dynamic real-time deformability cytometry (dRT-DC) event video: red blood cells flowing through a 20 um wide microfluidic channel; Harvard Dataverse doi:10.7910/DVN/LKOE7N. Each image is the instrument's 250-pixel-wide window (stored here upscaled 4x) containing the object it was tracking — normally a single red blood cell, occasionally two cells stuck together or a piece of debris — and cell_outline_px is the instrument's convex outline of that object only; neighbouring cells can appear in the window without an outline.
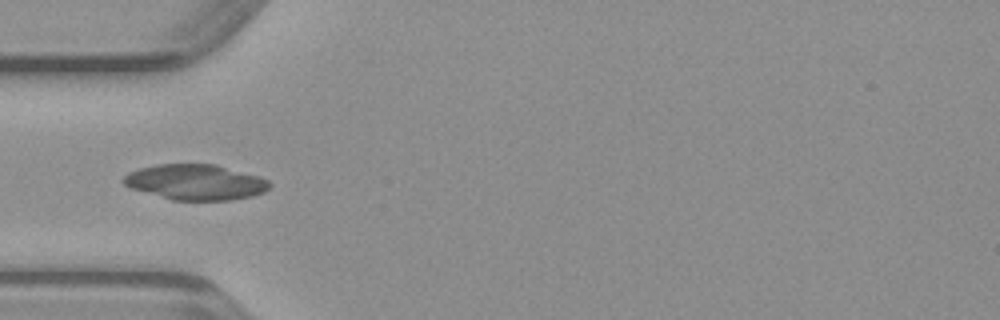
{"species": "common noctule bat (a hibernating species)", "species_latin": "Nyctalus noctula", "temperature_condition": "warm", "stored_images_in_passage": 35, "camera_frame_rate_fps": 3000, "um_per_image_px": 0.085, "animal": {"sex": "male", "body_mass_g": 23.1, "forearm_length_mm": 52.7}, "frame": {"image": 1, "passage_image": 2, "time_ms": 0.333, "image_size_px": [1000, 320], "cell_outline_px": [[272, 184], [264, 192], [252, 196], [232, 200], [172, 200], [128, 188], [120, 180], [128, 172], [140, 168], [156, 164], [216, 164], [260, 176], [268, 180]], "centroid_in_image_um": [16.6, 15.48], "position_along_channel_um": 68.4, "area_um2": 30.52}}
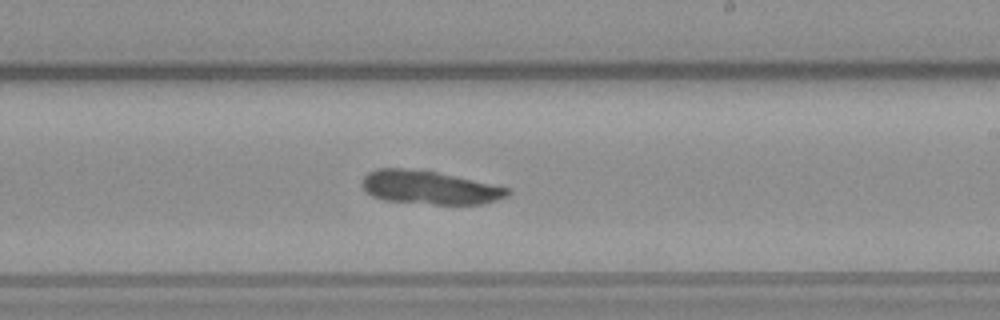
{"frame": {"image": 2, "passage_image": 15, "time_ms": 4.667, "image_size_px": [1000, 320], "cell_outline_px": [[512, 192], [508, 196], [484, 204], [432, 204], [384, 200], [372, 196], [360, 184], [364, 176], [368, 172], [376, 168], [404, 168], [436, 172], [508, 188]], "centroid_in_image_um": [36.47, 15.94], "position_along_channel_um": 252.5, "area_um2": 28.15}}
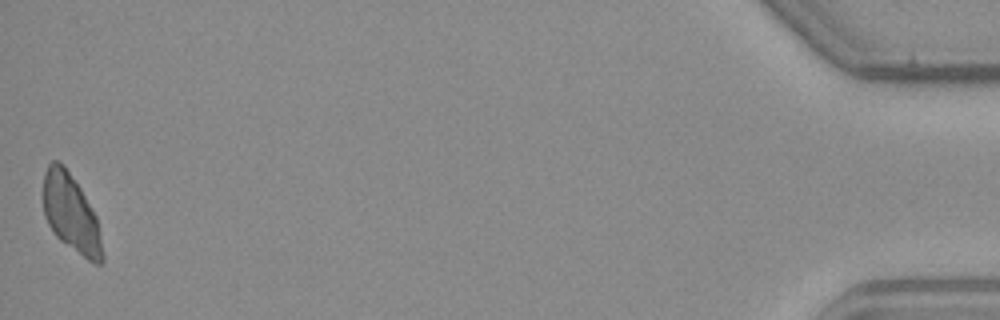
{"frame": {"image": 3, "passage_image": 35, "time_ms": 11.333, "image_size_px": [1000, 320], "cell_outline_px": [[104, 260], [100, 264], [96, 264], [88, 260], [60, 240], [52, 232], [44, 216], [44, 172], [48, 164], [52, 160], [56, 160], [64, 164], [80, 188], [96, 216], [104, 256]], "centroid_in_image_um": [6.03, 18.13], "position_along_channel_um": 429.2, "area_um2": 26.65}}